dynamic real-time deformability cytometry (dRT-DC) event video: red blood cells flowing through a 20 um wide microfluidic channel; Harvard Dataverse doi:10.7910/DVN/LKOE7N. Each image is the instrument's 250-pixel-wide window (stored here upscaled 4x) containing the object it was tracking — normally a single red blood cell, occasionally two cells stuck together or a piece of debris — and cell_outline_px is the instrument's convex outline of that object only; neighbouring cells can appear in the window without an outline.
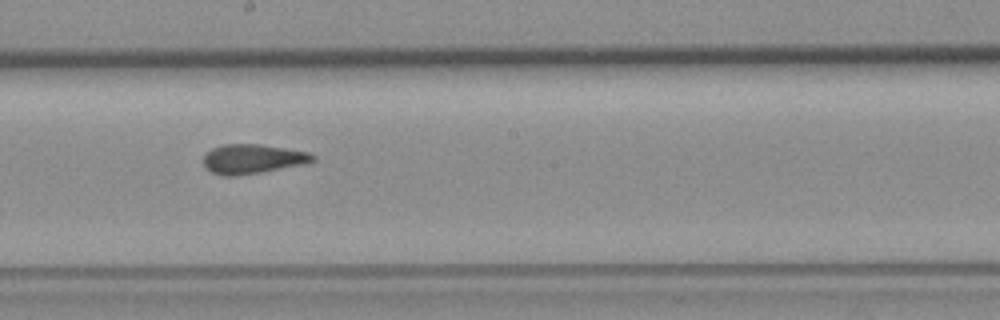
{"species": "common noctule bat (a hibernating species)", "species_latin": "Nyctalus noctula", "temperature_condition": "room temperature", "stored_images_in_passage": 11, "camera_frame_rate_fps": 3000, "um_per_image_px": 0.085, "animal": {"sex": "female", "body_mass_g": 19.3, "forearm_length_mm": 54.1}, "frame": {"image": 1, "passage_image": 9, "time_ms": 11.0, "image_size_px": [1000, 320], "cell_outline_px": [[316, 160], [300, 164], [260, 172], [236, 176], [224, 176], [212, 172], [204, 168], [204, 156], [212, 148], [224, 144], [260, 144], [308, 152], [316, 156]], "centroid_in_image_um": [21.43, 13.5], "position_along_channel_um": 226.8, "area_um2": 18.5}}
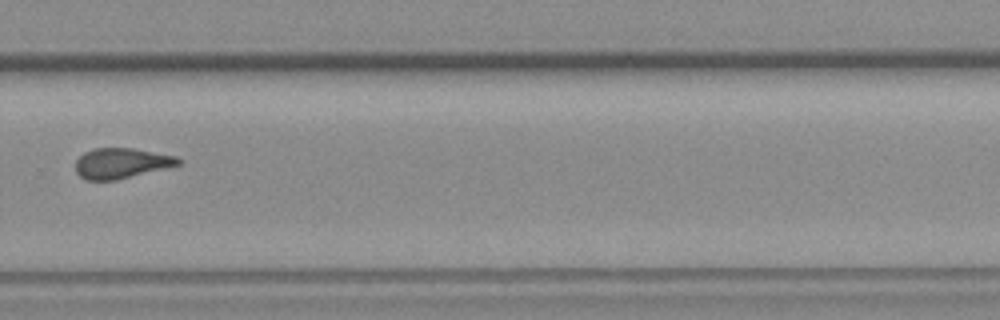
{"frame": {"image": 2, "passage_image": 11, "time_ms": 13.333, "image_size_px": [1000, 320], "cell_outline_px": [[180, 164], [116, 180], [84, 180], [76, 172], [76, 160], [84, 152], [96, 148], [132, 148], [176, 156], [180, 160]], "centroid_in_image_um": [10.27, 13.87], "position_along_channel_um": 319.5, "area_um2": 17.92}}